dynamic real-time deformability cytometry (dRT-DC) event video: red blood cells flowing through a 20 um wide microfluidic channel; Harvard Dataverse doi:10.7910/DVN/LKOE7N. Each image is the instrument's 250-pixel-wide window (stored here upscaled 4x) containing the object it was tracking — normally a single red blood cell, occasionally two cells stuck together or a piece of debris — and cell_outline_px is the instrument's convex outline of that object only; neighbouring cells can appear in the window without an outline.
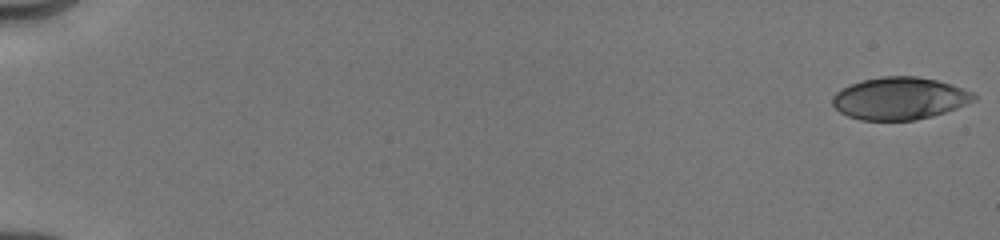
{"species": "human", "species_latin": "Homo sapiens", "temperature_condition": "cold", "stored_images_in_passage": 43, "camera_frame_rate_fps": 3000, "um_per_image_px": 0.085, "donor": {"sex": "male"}, "frame": {"image": 1, "passage_image": 1, "time_ms": 0.0, "image_size_px": [1000, 240], "cell_outline_px": [[976, 100], [956, 108], [932, 116], [916, 120], [860, 120], [848, 116], [840, 112], [832, 104], [832, 96], [836, 92], [852, 84], [864, 80], [884, 76], [916, 76], [936, 80], [952, 84], [972, 92], [976, 96]], "centroid_in_image_um": [76.47, 8.37], "position_along_channel_um": 8.5, "area_um2": 34.68}}
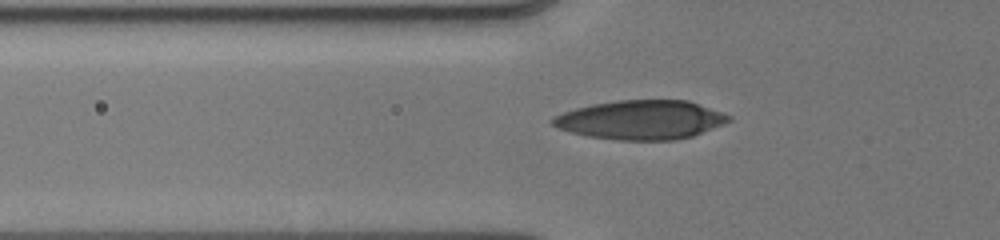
{"frame": {"image": 2, "passage_image": 38, "time_ms": 6.333, "image_size_px": [1000, 240], "cell_outline_px": [[732, 120], [724, 124], [692, 136], [676, 140], [620, 140], [588, 136], [556, 128], [548, 120], [552, 116], [576, 108], [592, 104], [616, 100], [688, 100], [732, 116]], "centroid_in_image_um": [54.46, 10.18], "position_along_channel_um": 71.3, "area_um2": 40.17}}
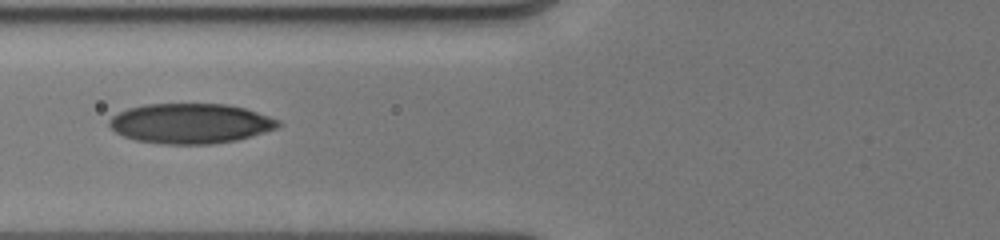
{"frame": {"image": 3, "passage_image": 42, "time_ms": 7.333, "image_size_px": [1000, 240], "cell_outline_px": [[284, 124], [280, 128], [252, 136], [236, 140], [212, 144], [164, 144], [136, 140], [124, 136], [116, 132], [108, 124], [108, 120], [112, 116], [128, 108], [144, 104], [228, 104], [244, 108], [280, 120]], "centroid_in_image_um": [16.23, 10.49], "position_along_channel_um": 109.6, "area_um2": 39.54}}